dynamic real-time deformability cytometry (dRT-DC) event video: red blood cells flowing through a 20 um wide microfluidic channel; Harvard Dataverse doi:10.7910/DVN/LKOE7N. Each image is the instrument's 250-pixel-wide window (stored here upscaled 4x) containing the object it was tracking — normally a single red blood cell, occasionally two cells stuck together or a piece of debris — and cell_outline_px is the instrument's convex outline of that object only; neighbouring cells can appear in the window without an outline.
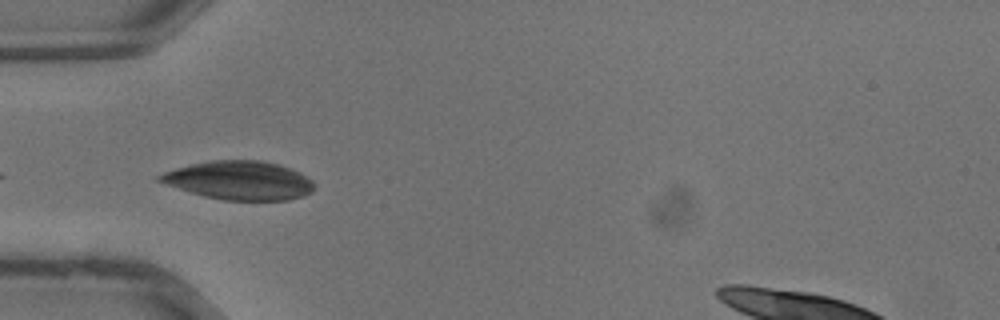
{"species": "common noctule bat (a hibernating species)", "species_latin": "Nyctalus noctula", "temperature_condition": "warm", "stored_images_in_passage": 24, "camera_frame_rate_fps": 3000, "um_per_image_px": 0.085, "animal": {"sex": "male", "body_mass_g": 13.3}, "frame": {"image": 1, "passage_image": 1, "time_ms": 0.0, "image_size_px": [1000, 320], "cell_outline_px": [[316, 184], [312, 192], [304, 196], [288, 200], [224, 200], [204, 196], [156, 180], [156, 176], [164, 172], [176, 168], [192, 164], [212, 160], [260, 160], [276, 164], [300, 172], [312, 180]], "centroid_in_image_um": [20.39, 15.33], "position_along_channel_um": 64.6, "area_um2": 34.56}}
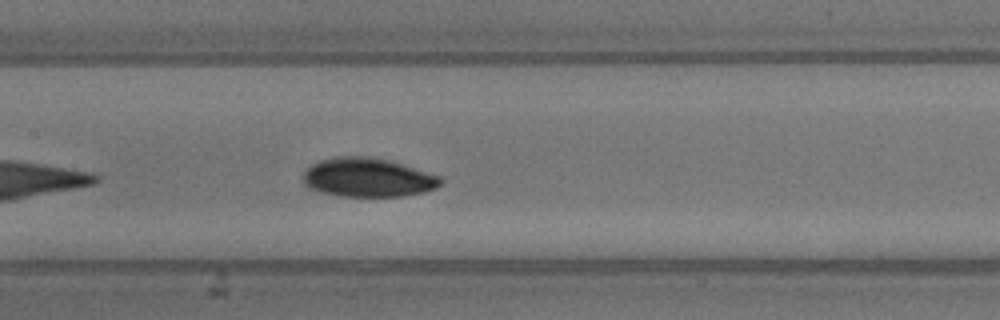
{"frame": {"image": 2, "passage_image": 7, "time_ms": 2.0, "image_size_px": [1000, 320], "cell_outline_px": [[444, 184], [436, 188], [424, 192], [404, 196], [336, 196], [320, 192], [308, 188], [304, 184], [300, 176], [312, 164], [320, 160], [332, 156], [372, 156], [404, 164], [440, 176], [444, 180]], "centroid_in_image_um": [31.25, 15.08], "position_along_channel_um": 176.1, "area_um2": 31.79}}
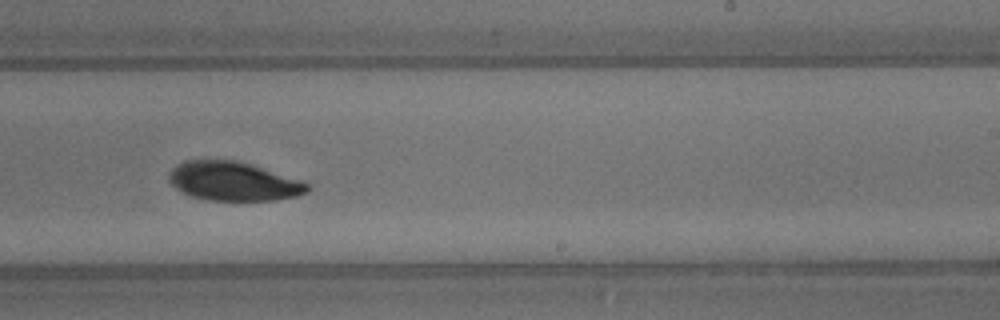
{"frame": {"image": 3, "passage_image": 12, "time_ms": 3.667, "image_size_px": [1000, 320], "cell_outline_px": [[312, 188], [308, 192], [296, 196], [276, 200], [208, 200], [192, 196], [176, 188], [168, 180], [168, 172], [176, 164], [184, 160], [236, 160], [252, 164], [304, 180], [312, 184]], "centroid_in_image_um": [19.9, 15.4], "position_along_channel_um": 269.1, "area_um2": 31.85}}